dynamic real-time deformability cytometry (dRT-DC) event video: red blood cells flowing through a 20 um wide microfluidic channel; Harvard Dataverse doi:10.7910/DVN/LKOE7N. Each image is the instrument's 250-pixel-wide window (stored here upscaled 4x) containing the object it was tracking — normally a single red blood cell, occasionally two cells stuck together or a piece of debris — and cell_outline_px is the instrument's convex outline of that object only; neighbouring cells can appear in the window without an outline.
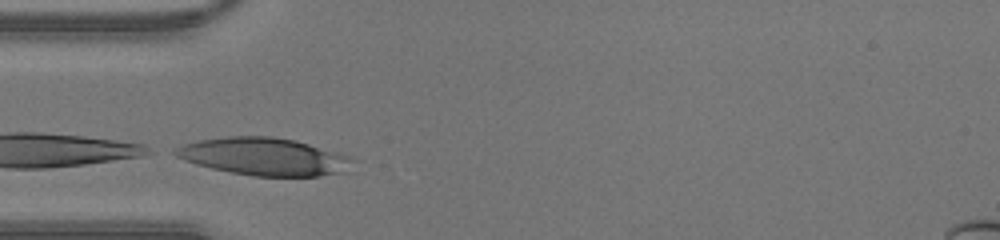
{"species": "human", "species_latin": "Homo sapiens", "temperature_condition": "warm", "stored_images_in_passage": 9, "camera_frame_rate_fps": 3000, "um_per_image_px": 0.085, "donor": {"sex": "male"}, "frame": {"image": 1, "passage_image": 4, "time_ms": 1.0, "image_size_px": [1000, 240], "cell_outline_px": [[356, 160], [348, 172], [320, 176], [252, 176], [212, 168], [196, 164], [184, 160], [168, 152], [184, 144], [200, 140], [228, 136], [272, 136], [292, 140], [308, 144], [348, 156]], "centroid_in_image_um": [22.44, 13.32], "position_along_channel_um": 62.6, "area_um2": 38.73}}
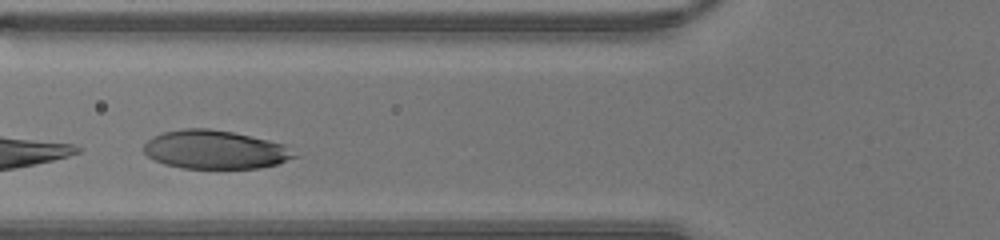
{"frame": {"image": 2, "passage_image": 7, "time_ms": 2.0, "image_size_px": [1000, 240], "cell_outline_px": [[300, 156], [276, 164], [260, 168], [180, 168], [164, 164], [148, 156], [144, 152], [144, 144], [148, 140], [164, 132], [184, 128], [208, 128], [232, 132], [268, 140], [284, 144]], "centroid_in_image_um": [18.3, 12.72], "position_along_channel_um": 107.5, "area_um2": 33.7}}